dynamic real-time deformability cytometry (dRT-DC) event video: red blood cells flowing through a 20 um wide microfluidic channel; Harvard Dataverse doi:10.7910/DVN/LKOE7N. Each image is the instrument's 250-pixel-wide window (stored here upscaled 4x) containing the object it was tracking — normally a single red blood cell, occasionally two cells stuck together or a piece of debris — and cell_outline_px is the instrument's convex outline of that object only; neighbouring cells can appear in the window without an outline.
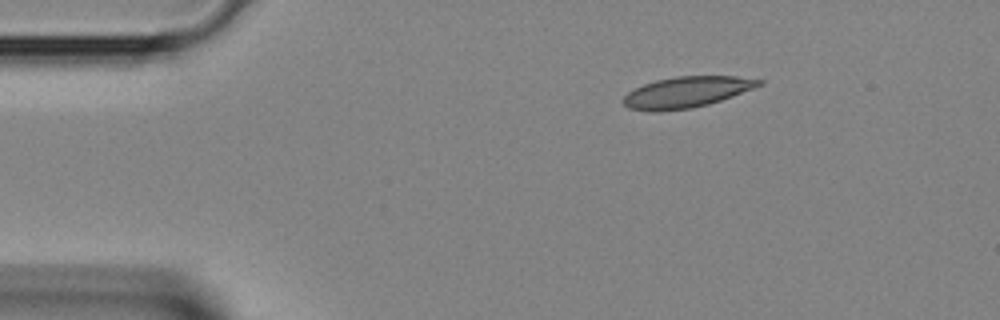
{"species": "Egyptian fruit bat (a non-hibernating species)", "species_latin": "Rousettus aegyptiacus", "temperature_condition": "room temperature", "stored_images_in_passage": 3, "camera_frame_rate_fps": 3000, "um_per_image_px": 0.085, "animal": {"sex": "female"}, "frame": {"image": 1, "passage_image": 3, "time_ms": 0.667, "image_size_px": [1000, 320], "cell_outline_px": [[764, 84], [732, 96], [708, 104], [692, 108], [660, 112], [652, 112], [628, 108], [620, 100], [628, 92], [644, 84], [656, 80], [676, 76], [736, 76], [764, 80]], "centroid_in_image_um": [58.33, 7.84], "position_along_channel_um": 26.7, "area_um2": 24.57}}